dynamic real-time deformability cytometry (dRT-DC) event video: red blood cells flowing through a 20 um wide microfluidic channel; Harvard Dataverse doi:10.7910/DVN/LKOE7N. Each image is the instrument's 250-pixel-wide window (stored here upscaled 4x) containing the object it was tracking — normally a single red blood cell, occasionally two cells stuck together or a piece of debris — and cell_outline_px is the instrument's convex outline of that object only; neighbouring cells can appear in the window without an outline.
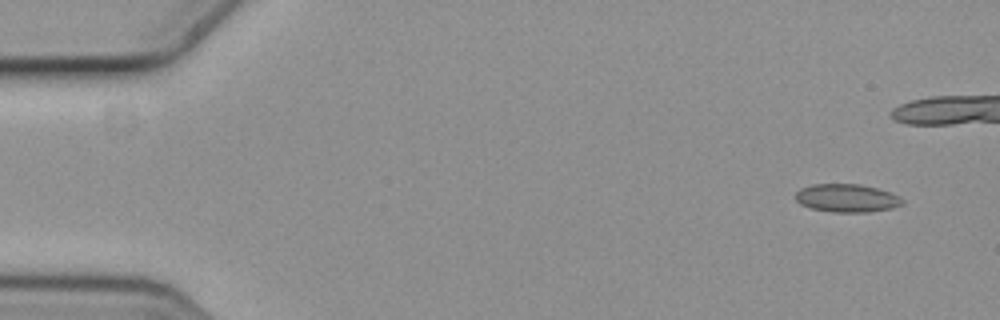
{"species": "common noctule bat (a hibernating species)", "species_latin": "Nyctalus noctula", "temperature_condition": "cold", "stored_images_in_passage": 6, "camera_frame_rate_fps": 3000, "um_per_image_px": 0.085, "animal": {"sex": "female", "body_mass_g": 19.3, "forearm_length_mm": 54.1}, "frame": {"image": 1, "passage_image": 1, "time_ms": 0.0, "image_size_px": [1000, 320], "cell_outline_px": [[904, 204], [892, 208], [868, 212], [832, 212], [812, 208], [800, 204], [796, 200], [796, 192], [800, 188], [812, 184], [860, 184], [876, 188], [900, 196], [904, 200]], "centroid_in_image_um": [71.99, 16.84], "position_along_channel_um": 13.0, "area_um2": 17.51}}